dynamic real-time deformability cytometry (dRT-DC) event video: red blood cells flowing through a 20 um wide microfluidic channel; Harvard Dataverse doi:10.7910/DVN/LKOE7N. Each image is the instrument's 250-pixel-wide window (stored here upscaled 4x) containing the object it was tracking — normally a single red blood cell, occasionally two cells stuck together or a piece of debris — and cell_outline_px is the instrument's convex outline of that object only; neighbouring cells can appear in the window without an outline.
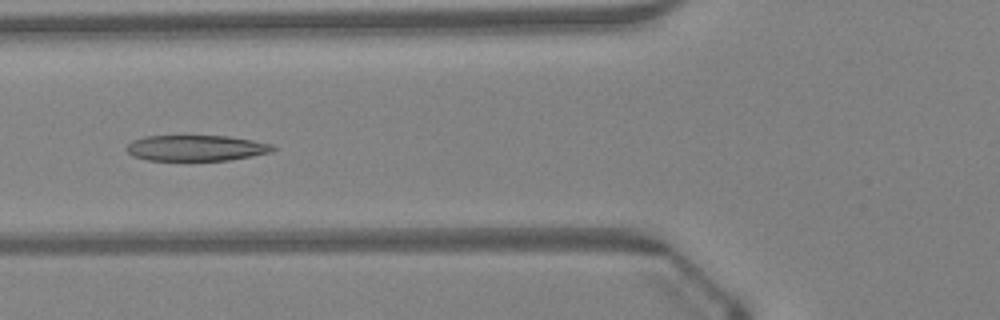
{"species": "Egyptian fruit bat (a non-hibernating species)", "species_latin": "Rousettus aegyptiacus", "temperature_condition": "warm", "stored_images_in_passage": 24, "camera_frame_rate_fps": 3000, "um_per_image_px": 0.085, "animal": {"sex": "female"}, "frame": {"image": 1, "passage_image": 8, "time_ms": 2.333, "image_size_px": [1000, 320], "cell_outline_px": [[276, 148], [272, 152], [252, 156], [228, 160], [148, 160], [132, 156], [128, 152], [128, 144], [132, 140], [144, 136], [228, 136], [252, 140], [272, 144]], "centroid_in_image_um": [16.68, 12.58], "position_along_channel_um": 109.1, "area_um2": 21.91}}
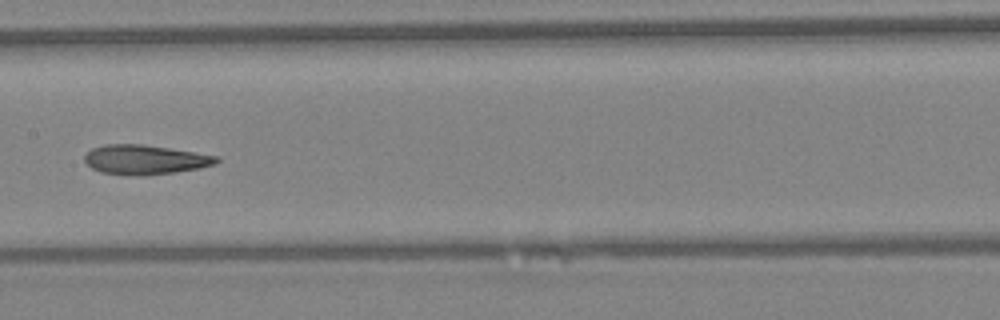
{"frame": {"image": 2, "passage_image": 14, "time_ms": 4.333, "image_size_px": [1000, 320], "cell_outline_px": [[220, 160], [216, 164], [200, 168], [144, 176], [140, 176], [100, 172], [92, 168], [84, 160], [84, 156], [92, 148], [104, 144], [140, 144], [168, 148], [220, 156]], "centroid_in_image_um": [12.34, 13.57], "position_along_channel_um": 195.1, "area_um2": 22.6}}
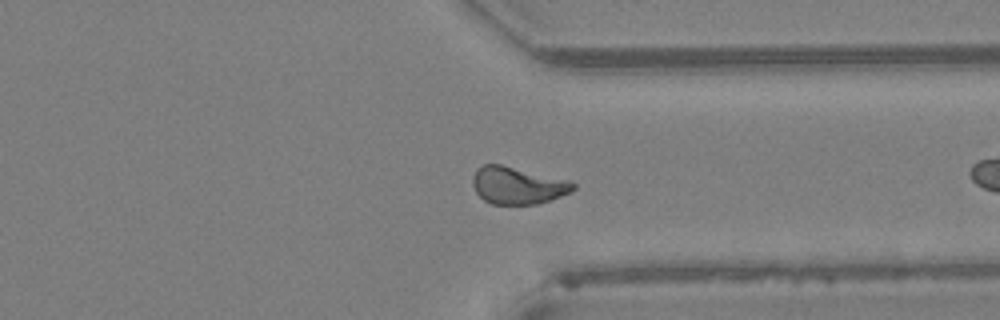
{"frame": {"image": 3, "passage_image": 23, "time_ms": 7.333, "image_size_px": [1000, 320], "cell_outline_px": [[576, 188], [560, 196], [536, 204], [492, 204], [484, 200], [476, 192], [472, 184], [472, 176], [476, 168], [484, 164], [500, 164], [568, 180], [576, 184]], "centroid_in_image_um": [43.95, 15.75], "position_along_channel_um": 367.5, "area_um2": 21.62}}